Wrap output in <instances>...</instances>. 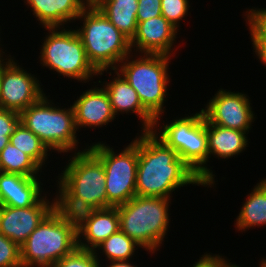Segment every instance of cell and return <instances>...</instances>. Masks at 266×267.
Returning a JSON list of instances; mask_svg holds the SVG:
<instances>
[{
    "label": "cell",
    "instance_id": "1",
    "mask_svg": "<svg viewBox=\"0 0 266 267\" xmlns=\"http://www.w3.org/2000/svg\"><path fill=\"white\" fill-rule=\"evenodd\" d=\"M204 186L196 173L152 131L138 136L136 196L171 199L172 192L185 185Z\"/></svg>",
    "mask_w": 266,
    "mask_h": 267
},
{
    "label": "cell",
    "instance_id": "2",
    "mask_svg": "<svg viewBox=\"0 0 266 267\" xmlns=\"http://www.w3.org/2000/svg\"><path fill=\"white\" fill-rule=\"evenodd\" d=\"M73 154L58 176L57 207L73 217L84 211L113 207L107 201L102 161L88 147Z\"/></svg>",
    "mask_w": 266,
    "mask_h": 267
},
{
    "label": "cell",
    "instance_id": "3",
    "mask_svg": "<svg viewBox=\"0 0 266 267\" xmlns=\"http://www.w3.org/2000/svg\"><path fill=\"white\" fill-rule=\"evenodd\" d=\"M77 247L76 217L56 206L20 247L22 267H52Z\"/></svg>",
    "mask_w": 266,
    "mask_h": 267
},
{
    "label": "cell",
    "instance_id": "4",
    "mask_svg": "<svg viewBox=\"0 0 266 267\" xmlns=\"http://www.w3.org/2000/svg\"><path fill=\"white\" fill-rule=\"evenodd\" d=\"M173 120L170 123L163 122L165 125L161 126L162 129L159 126L160 123H155L152 132L178 153V156L196 173L206 187L214 186L216 176L206 166L210 159L207 121L202 108L191 116Z\"/></svg>",
    "mask_w": 266,
    "mask_h": 267
},
{
    "label": "cell",
    "instance_id": "5",
    "mask_svg": "<svg viewBox=\"0 0 266 267\" xmlns=\"http://www.w3.org/2000/svg\"><path fill=\"white\" fill-rule=\"evenodd\" d=\"M83 26L76 28L88 61L98 72L115 70L131 52L130 39L119 31L94 5L89 4L77 17Z\"/></svg>",
    "mask_w": 266,
    "mask_h": 267
},
{
    "label": "cell",
    "instance_id": "6",
    "mask_svg": "<svg viewBox=\"0 0 266 267\" xmlns=\"http://www.w3.org/2000/svg\"><path fill=\"white\" fill-rule=\"evenodd\" d=\"M170 200L162 197L135 196L127 203L117 206L120 230L140 248L153 254L160 249L168 232Z\"/></svg>",
    "mask_w": 266,
    "mask_h": 267
},
{
    "label": "cell",
    "instance_id": "7",
    "mask_svg": "<svg viewBox=\"0 0 266 267\" xmlns=\"http://www.w3.org/2000/svg\"><path fill=\"white\" fill-rule=\"evenodd\" d=\"M132 54L126 56L115 70L134 88L142 106L155 118V123H159L166 109L163 106L170 82L168 64L171 56L139 54L137 57Z\"/></svg>",
    "mask_w": 266,
    "mask_h": 267
},
{
    "label": "cell",
    "instance_id": "8",
    "mask_svg": "<svg viewBox=\"0 0 266 267\" xmlns=\"http://www.w3.org/2000/svg\"><path fill=\"white\" fill-rule=\"evenodd\" d=\"M52 104L54 102L44 94L20 113V122L38 136L49 150L60 154L76 153L79 141L73 108L70 105V108L63 109Z\"/></svg>",
    "mask_w": 266,
    "mask_h": 267
},
{
    "label": "cell",
    "instance_id": "9",
    "mask_svg": "<svg viewBox=\"0 0 266 267\" xmlns=\"http://www.w3.org/2000/svg\"><path fill=\"white\" fill-rule=\"evenodd\" d=\"M48 35L41 46L42 66L66 78L89 82L98 72L87 59L82 40L76 30L64 27H46Z\"/></svg>",
    "mask_w": 266,
    "mask_h": 267
},
{
    "label": "cell",
    "instance_id": "10",
    "mask_svg": "<svg viewBox=\"0 0 266 267\" xmlns=\"http://www.w3.org/2000/svg\"><path fill=\"white\" fill-rule=\"evenodd\" d=\"M88 148L102 161L107 201L113 206L127 203L136 196L138 136L120 153L107 144L92 143Z\"/></svg>",
    "mask_w": 266,
    "mask_h": 267
},
{
    "label": "cell",
    "instance_id": "11",
    "mask_svg": "<svg viewBox=\"0 0 266 267\" xmlns=\"http://www.w3.org/2000/svg\"><path fill=\"white\" fill-rule=\"evenodd\" d=\"M40 83L35 75L20 67L9 54L2 60L0 108L21 113L45 94Z\"/></svg>",
    "mask_w": 266,
    "mask_h": 267
},
{
    "label": "cell",
    "instance_id": "12",
    "mask_svg": "<svg viewBox=\"0 0 266 267\" xmlns=\"http://www.w3.org/2000/svg\"><path fill=\"white\" fill-rule=\"evenodd\" d=\"M250 102L247 94L221 88L202 111L209 124L248 133L256 118Z\"/></svg>",
    "mask_w": 266,
    "mask_h": 267
},
{
    "label": "cell",
    "instance_id": "13",
    "mask_svg": "<svg viewBox=\"0 0 266 267\" xmlns=\"http://www.w3.org/2000/svg\"><path fill=\"white\" fill-rule=\"evenodd\" d=\"M28 208L0 206V233L20 247L44 218L57 206L56 197L50 202L47 194Z\"/></svg>",
    "mask_w": 266,
    "mask_h": 267
},
{
    "label": "cell",
    "instance_id": "14",
    "mask_svg": "<svg viewBox=\"0 0 266 267\" xmlns=\"http://www.w3.org/2000/svg\"><path fill=\"white\" fill-rule=\"evenodd\" d=\"M178 30L162 15L138 22L135 35L130 40L131 49H134L136 54L138 52L172 57L175 55L173 44L176 43Z\"/></svg>",
    "mask_w": 266,
    "mask_h": 267
},
{
    "label": "cell",
    "instance_id": "15",
    "mask_svg": "<svg viewBox=\"0 0 266 267\" xmlns=\"http://www.w3.org/2000/svg\"><path fill=\"white\" fill-rule=\"evenodd\" d=\"M76 219L78 248L84 250L94 251L103 241L120 230L117 206L84 211L77 215Z\"/></svg>",
    "mask_w": 266,
    "mask_h": 267
},
{
    "label": "cell",
    "instance_id": "16",
    "mask_svg": "<svg viewBox=\"0 0 266 267\" xmlns=\"http://www.w3.org/2000/svg\"><path fill=\"white\" fill-rule=\"evenodd\" d=\"M75 125L79 131L81 127H103L115 120L110 98L104 87H91L83 92L72 105Z\"/></svg>",
    "mask_w": 266,
    "mask_h": 267
},
{
    "label": "cell",
    "instance_id": "17",
    "mask_svg": "<svg viewBox=\"0 0 266 267\" xmlns=\"http://www.w3.org/2000/svg\"><path fill=\"white\" fill-rule=\"evenodd\" d=\"M39 180L40 175L28 177L0 171V206L28 208L37 204L44 197Z\"/></svg>",
    "mask_w": 266,
    "mask_h": 267
},
{
    "label": "cell",
    "instance_id": "18",
    "mask_svg": "<svg viewBox=\"0 0 266 267\" xmlns=\"http://www.w3.org/2000/svg\"><path fill=\"white\" fill-rule=\"evenodd\" d=\"M115 75L111 82L104 81L101 86L104 87L109 95L113 112L119 113H136L142 123L141 131H152L155 118L142 106L137 92L117 71L113 70Z\"/></svg>",
    "mask_w": 266,
    "mask_h": 267
},
{
    "label": "cell",
    "instance_id": "19",
    "mask_svg": "<svg viewBox=\"0 0 266 267\" xmlns=\"http://www.w3.org/2000/svg\"><path fill=\"white\" fill-rule=\"evenodd\" d=\"M34 17L46 27H65L90 4L87 0H24Z\"/></svg>",
    "mask_w": 266,
    "mask_h": 267
},
{
    "label": "cell",
    "instance_id": "20",
    "mask_svg": "<svg viewBox=\"0 0 266 267\" xmlns=\"http://www.w3.org/2000/svg\"><path fill=\"white\" fill-rule=\"evenodd\" d=\"M247 134L237 129L225 128L207 122L209 158L211 155L218 159L238 156L249 145Z\"/></svg>",
    "mask_w": 266,
    "mask_h": 267
},
{
    "label": "cell",
    "instance_id": "21",
    "mask_svg": "<svg viewBox=\"0 0 266 267\" xmlns=\"http://www.w3.org/2000/svg\"><path fill=\"white\" fill-rule=\"evenodd\" d=\"M130 40L137 29L138 0H96L93 3Z\"/></svg>",
    "mask_w": 266,
    "mask_h": 267
},
{
    "label": "cell",
    "instance_id": "22",
    "mask_svg": "<svg viewBox=\"0 0 266 267\" xmlns=\"http://www.w3.org/2000/svg\"><path fill=\"white\" fill-rule=\"evenodd\" d=\"M236 229H246L266 225V178L255 185L252 192L242 205L239 215L236 218Z\"/></svg>",
    "mask_w": 266,
    "mask_h": 267
},
{
    "label": "cell",
    "instance_id": "23",
    "mask_svg": "<svg viewBox=\"0 0 266 267\" xmlns=\"http://www.w3.org/2000/svg\"><path fill=\"white\" fill-rule=\"evenodd\" d=\"M41 167L10 142L0 152V171L38 177Z\"/></svg>",
    "mask_w": 266,
    "mask_h": 267
},
{
    "label": "cell",
    "instance_id": "24",
    "mask_svg": "<svg viewBox=\"0 0 266 267\" xmlns=\"http://www.w3.org/2000/svg\"><path fill=\"white\" fill-rule=\"evenodd\" d=\"M9 142L16 148L30 156L41 168L47 161L48 148L31 130L22 122L15 127Z\"/></svg>",
    "mask_w": 266,
    "mask_h": 267
},
{
    "label": "cell",
    "instance_id": "25",
    "mask_svg": "<svg viewBox=\"0 0 266 267\" xmlns=\"http://www.w3.org/2000/svg\"><path fill=\"white\" fill-rule=\"evenodd\" d=\"M137 247V248H136ZM140 246L130 237H128L124 232L119 230L118 232L112 234L109 238L103 241L98 247L94 249V253H98L102 250L105 254V258L111 261H130L135 250Z\"/></svg>",
    "mask_w": 266,
    "mask_h": 267
},
{
    "label": "cell",
    "instance_id": "26",
    "mask_svg": "<svg viewBox=\"0 0 266 267\" xmlns=\"http://www.w3.org/2000/svg\"><path fill=\"white\" fill-rule=\"evenodd\" d=\"M252 44H266V8H252L246 11Z\"/></svg>",
    "mask_w": 266,
    "mask_h": 267
},
{
    "label": "cell",
    "instance_id": "27",
    "mask_svg": "<svg viewBox=\"0 0 266 267\" xmlns=\"http://www.w3.org/2000/svg\"><path fill=\"white\" fill-rule=\"evenodd\" d=\"M52 267H102L97 253L76 248L71 254L57 261Z\"/></svg>",
    "mask_w": 266,
    "mask_h": 267
},
{
    "label": "cell",
    "instance_id": "28",
    "mask_svg": "<svg viewBox=\"0 0 266 267\" xmlns=\"http://www.w3.org/2000/svg\"><path fill=\"white\" fill-rule=\"evenodd\" d=\"M189 4V0H161L162 16L178 29L180 21L188 14Z\"/></svg>",
    "mask_w": 266,
    "mask_h": 267
},
{
    "label": "cell",
    "instance_id": "29",
    "mask_svg": "<svg viewBox=\"0 0 266 267\" xmlns=\"http://www.w3.org/2000/svg\"><path fill=\"white\" fill-rule=\"evenodd\" d=\"M0 267H22L20 246L1 233Z\"/></svg>",
    "mask_w": 266,
    "mask_h": 267
},
{
    "label": "cell",
    "instance_id": "30",
    "mask_svg": "<svg viewBox=\"0 0 266 267\" xmlns=\"http://www.w3.org/2000/svg\"><path fill=\"white\" fill-rule=\"evenodd\" d=\"M161 15V0H138L137 22Z\"/></svg>",
    "mask_w": 266,
    "mask_h": 267
},
{
    "label": "cell",
    "instance_id": "31",
    "mask_svg": "<svg viewBox=\"0 0 266 267\" xmlns=\"http://www.w3.org/2000/svg\"><path fill=\"white\" fill-rule=\"evenodd\" d=\"M20 122V113L0 108V134L11 136Z\"/></svg>",
    "mask_w": 266,
    "mask_h": 267
},
{
    "label": "cell",
    "instance_id": "32",
    "mask_svg": "<svg viewBox=\"0 0 266 267\" xmlns=\"http://www.w3.org/2000/svg\"><path fill=\"white\" fill-rule=\"evenodd\" d=\"M229 263V259L227 261L219 254L211 255L206 252L192 267H226Z\"/></svg>",
    "mask_w": 266,
    "mask_h": 267
},
{
    "label": "cell",
    "instance_id": "33",
    "mask_svg": "<svg viewBox=\"0 0 266 267\" xmlns=\"http://www.w3.org/2000/svg\"><path fill=\"white\" fill-rule=\"evenodd\" d=\"M257 58L266 66V44H253Z\"/></svg>",
    "mask_w": 266,
    "mask_h": 267
},
{
    "label": "cell",
    "instance_id": "34",
    "mask_svg": "<svg viewBox=\"0 0 266 267\" xmlns=\"http://www.w3.org/2000/svg\"><path fill=\"white\" fill-rule=\"evenodd\" d=\"M132 262L130 261H111L110 263H108V264H110V265H107L106 264V266L107 267H138V266H136V265H133V264H131Z\"/></svg>",
    "mask_w": 266,
    "mask_h": 267
},
{
    "label": "cell",
    "instance_id": "35",
    "mask_svg": "<svg viewBox=\"0 0 266 267\" xmlns=\"http://www.w3.org/2000/svg\"><path fill=\"white\" fill-rule=\"evenodd\" d=\"M10 136H4L0 134V152L9 143Z\"/></svg>",
    "mask_w": 266,
    "mask_h": 267
},
{
    "label": "cell",
    "instance_id": "36",
    "mask_svg": "<svg viewBox=\"0 0 266 267\" xmlns=\"http://www.w3.org/2000/svg\"><path fill=\"white\" fill-rule=\"evenodd\" d=\"M1 41V40H0ZM0 45H2V44H0ZM3 49H1L0 48V61H2L3 59H4V54H5V52L4 51H2ZM2 52V53H1ZM4 53V54H3Z\"/></svg>",
    "mask_w": 266,
    "mask_h": 267
},
{
    "label": "cell",
    "instance_id": "37",
    "mask_svg": "<svg viewBox=\"0 0 266 267\" xmlns=\"http://www.w3.org/2000/svg\"><path fill=\"white\" fill-rule=\"evenodd\" d=\"M260 267H266V259L262 258Z\"/></svg>",
    "mask_w": 266,
    "mask_h": 267
},
{
    "label": "cell",
    "instance_id": "38",
    "mask_svg": "<svg viewBox=\"0 0 266 267\" xmlns=\"http://www.w3.org/2000/svg\"><path fill=\"white\" fill-rule=\"evenodd\" d=\"M1 79H2V61H0V86H1Z\"/></svg>",
    "mask_w": 266,
    "mask_h": 267
},
{
    "label": "cell",
    "instance_id": "39",
    "mask_svg": "<svg viewBox=\"0 0 266 267\" xmlns=\"http://www.w3.org/2000/svg\"><path fill=\"white\" fill-rule=\"evenodd\" d=\"M226 267H240V265L232 264L231 262Z\"/></svg>",
    "mask_w": 266,
    "mask_h": 267
},
{
    "label": "cell",
    "instance_id": "40",
    "mask_svg": "<svg viewBox=\"0 0 266 267\" xmlns=\"http://www.w3.org/2000/svg\"><path fill=\"white\" fill-rule=\"evenodd\" d=\"M90 4H93L96 0H87Z\"/></svg>",
    "mask_w": 266,
    "mask_h": 267
}]
</instances>
